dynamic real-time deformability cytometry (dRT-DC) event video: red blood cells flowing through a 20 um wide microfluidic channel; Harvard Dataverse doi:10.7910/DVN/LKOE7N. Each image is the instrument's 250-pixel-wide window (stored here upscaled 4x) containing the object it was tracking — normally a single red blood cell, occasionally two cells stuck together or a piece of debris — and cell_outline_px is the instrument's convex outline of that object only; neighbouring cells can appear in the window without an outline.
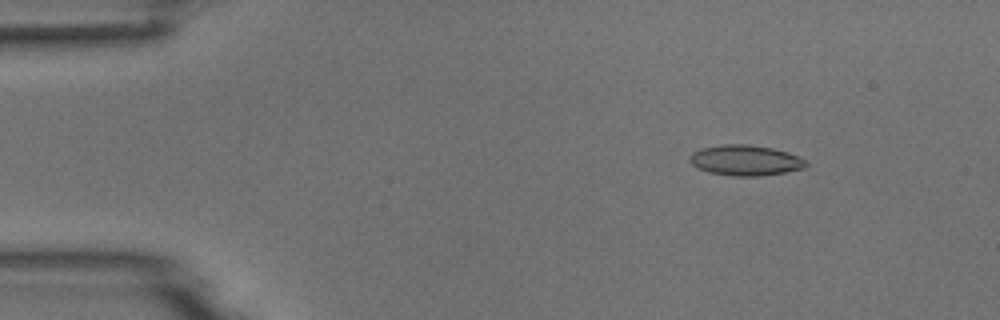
{"species": "common noctule bat (a hibernating species)", "species_latin": "Nyctalus noctula", "temperature_condition": "room temperature", "stored_images_in_passage": 49, "camera_frame_rate_fps": 3000, "um_per_image_px": 0.085, "animal": {"sex": "male", "body_mass_g": 18.8}, "frame": {"image": 1, "passage_image": 3, "time_ms": 0.667, "image_size_px": [1000, 320], "cell_outline_px": [[808, 164], [804, 168], [784, 172], [760, 176], [732, 176], [708, 172], [696, 168], [688, 160], [692, 152], [700, 148], [720, 144], [752, 144], [772, 148], [788, 152], [808, 160]], "centroid_in_image_um": [63.34, 13.62], "position_along_channel_um": 21.7, "area_um2": 20.98}}
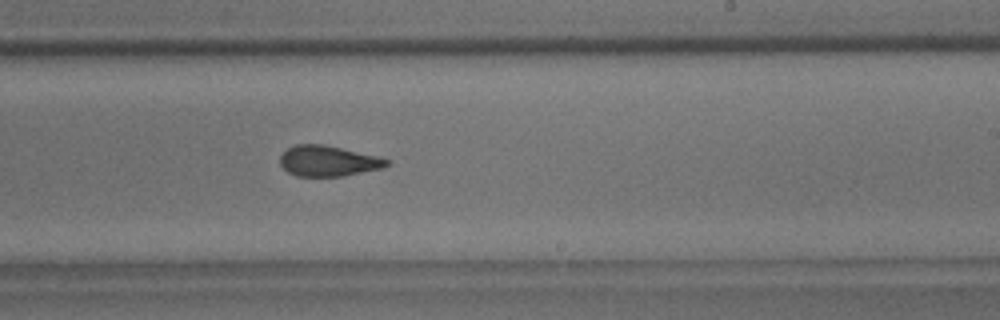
{"frame": {"image": 2, "passage_image": 28, "time_ms": 9.0, "image_size_px": [1000, 320], "cell_outline_px": [[392, 164], [384, 168], [344, 176], [296, 176], [288, 172], [280, 164], [280, 156], [288, 148], [296, 144], [324, 144], [380, 156], [392, 160]], "centroid_in_image_um": [27.97, 13.68], "position_along_channel_um": 261.0, "area_um2": 19.36}}
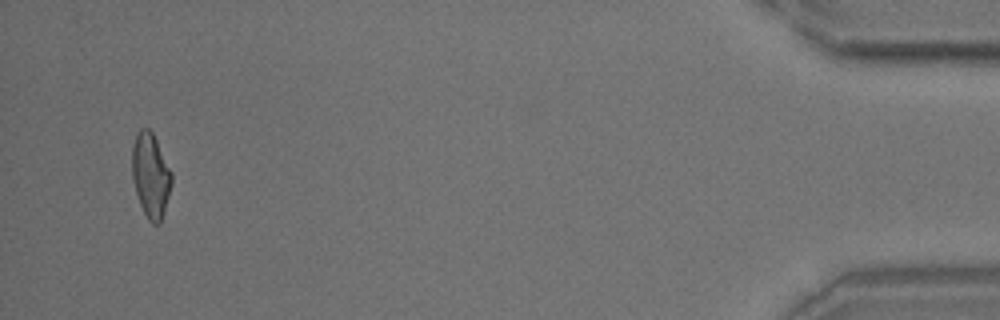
{"frame": {"image": 3, "passage_image": 47, "time_ms": 15.333, "image_size_px": [1000, 320], "cell_outline_px": [[172, 184], [160, 224], [152, 224], [148, 220], [140, 204], [132, 180], [132, 144], [136, 132], [140, 128], [148, 128], [152, 132], [172, 172]], "centroid_in_image_um": [12.79, 14.89], "position_along_channel_um": 422.4, "area_um2": 19.54}}